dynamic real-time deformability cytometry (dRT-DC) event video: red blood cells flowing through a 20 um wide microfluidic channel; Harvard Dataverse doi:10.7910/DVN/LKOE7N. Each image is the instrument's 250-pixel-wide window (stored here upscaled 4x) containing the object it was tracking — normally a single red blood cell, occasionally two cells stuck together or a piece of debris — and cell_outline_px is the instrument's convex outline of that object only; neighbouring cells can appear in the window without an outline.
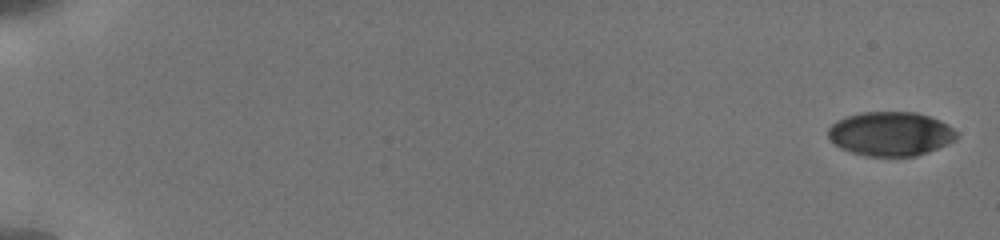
{"species": "human", "species_latin": "Homo sapiens", "temperature_condition": "cold", "stored_images_in_passage": 39, "camera_frame_rate_fps": 3000, "um_per_image_px": 0.085, "donor": {"sex": "male"}, "frame": {"image": 1, "passage_image": 1, "time_ms": 0.0, "image_size_px": [1000, 240], "cell_outline_px": [[960, 136], [956, 140], [916, 156], [864, 156], [840, 148], [828, 136], [828, 128], [836, 120], [848, 116], [864, 112], [916, 112], [940, 120], [948, 124]], "centroid_in_image_um": [75.71, 11.37], "position_along_channel_um": 9.3, "area_um2": 32.95}}
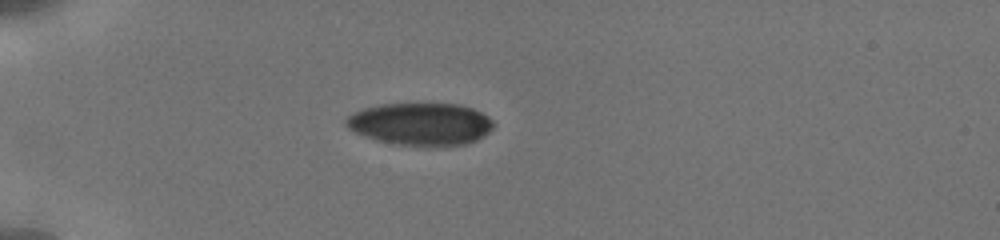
{"frame": {"image": 2, "passage_image": 26, "time_ms": 5.333, "image_size_px": [1000, 240], "cell_outline_px": [[492, 128], [484, 136], [468, 144], [432, 148], [428, 148], [396, 144], [376, 140], [364, 136], [348, 128], [344, 124], [344, 120], [348, 116], [364, 108], [380, 104], [460, 104], [472, 108], [488, 116], [492, 120]], "centroid_in_image_um": [35.76, 10.57], "position_along_channel_um": 49.2, "area_um2": 36.93}}
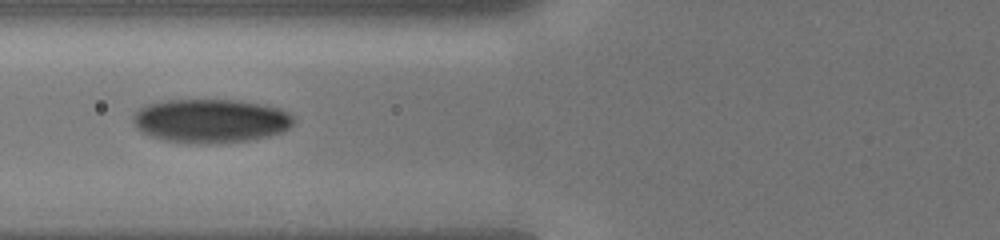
{"frame": {"image": 3, "passage_image": 38, "time_ms": 7.667, "image_size_px": [1000, 240], "cell_outline_px": [[296, 120], [284, 132], [252, 140], [204, 144], [188, 144], [164, 140], [148, 136], [140, 132], [136, 128], [132, 120], [132, 116], [140, 108], [148, 104], [168, 100], [240, 100], [268, 104], [280, 108], [296, 116]], "centroid_in_image_um": [17.94, 10.28], "position_along_channel_um": 107.9, "area_um2": 41.79}}